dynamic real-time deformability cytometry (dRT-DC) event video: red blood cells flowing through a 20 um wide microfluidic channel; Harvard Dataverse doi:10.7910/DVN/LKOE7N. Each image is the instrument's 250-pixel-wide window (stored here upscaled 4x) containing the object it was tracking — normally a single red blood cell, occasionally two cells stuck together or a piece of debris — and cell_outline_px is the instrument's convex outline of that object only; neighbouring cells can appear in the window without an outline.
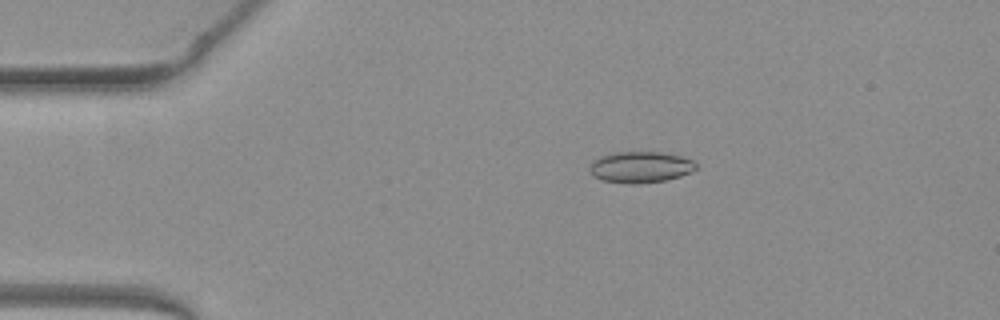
{"species": "common noctule bat (a hibernating species)", "species_latin": "Nyctalus noctula", "temperature_condition": "warm", "stored_images_in_passage": 12, "camera_frame_rate_fps": 3000, "um_per_image_px": 0.085, "animal": {"sex": "female", "body_mass_g": 19.3, "forearm_length_mm": 54.1}, "frame": {"image": 1, "passage_image": 1, "time_ms": 0.0, "image_size_px": [1000, 320], "cell_outline_px": [[696, 168], [680, 176], [664, 180], [600, 180], [592, 176], [588, 168], [592, 160], [600, 156], [612, 152], [660, 152], [680, 156], [692, 160], [696, 164]], "centroid_in_image_um": [54.38, 14.13], "position_along_channel_um": 30.6, "area_um2": 18.38}}
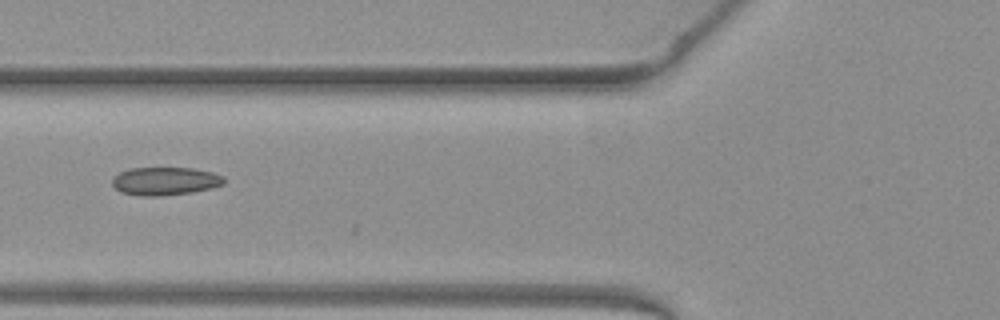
{"frame": {"image": 2, "passage_image": 11, "time_ms": 3.333, "image_size_px": [1000, 320], "cell_outline_px": [[224, 184], [212, 188], [192, 192], [160, 196], [140, 196], [120, 192], [112, 184], [112, 180], [120, 172], [128, 168], [192, 168], [212, 172], [224, 176]], "centroid_in_image_um": [14.04, 15.4], "position_along_channel_um": 111.8, "area_um2": 18.32}}